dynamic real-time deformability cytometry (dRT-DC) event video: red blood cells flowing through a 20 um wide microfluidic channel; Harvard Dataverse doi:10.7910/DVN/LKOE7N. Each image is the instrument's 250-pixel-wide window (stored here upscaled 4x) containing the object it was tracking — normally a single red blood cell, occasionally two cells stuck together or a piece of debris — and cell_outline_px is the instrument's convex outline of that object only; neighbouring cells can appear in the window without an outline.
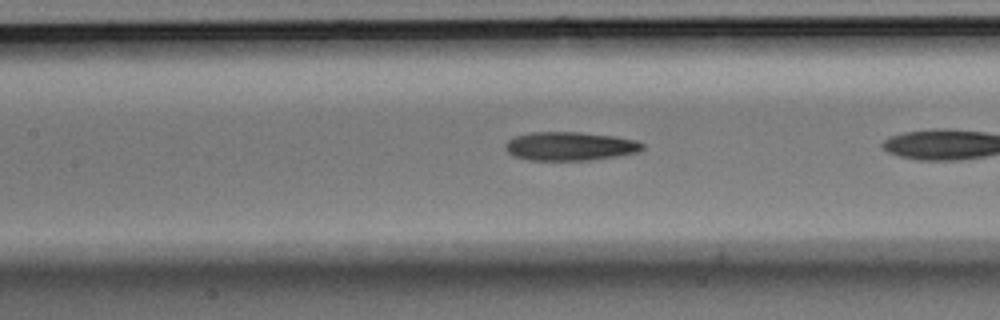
{"species": "Egyptian fruit bat (a non-hibernating species)", "species_latin": "Rousettus aegyptiacus", "temperature_condition": "room temperature", "stored_images_in_passage": 7, "camera_frame_rate_fps": 3000, "um_per_image_px": 0.085, "animal": {"sex": "male"}, "frame": {"image": 1, "passage_image": 6, "time_ms": 1.667, "image_size_px": [1000, 320], "cell_outline_px": [[644, 148], [640, 152], [592, 160], [528, 160], [512, 156], [504, 148], [504, 144], [508, 140], [516, 136], [532, 132], [580, 132], [612, 136], [636, 140], [644, 144]], "centroid_in_image_um": [48.44, 12.43], "position_along_channel_um": 159.0, "area_um2": 23.0}}